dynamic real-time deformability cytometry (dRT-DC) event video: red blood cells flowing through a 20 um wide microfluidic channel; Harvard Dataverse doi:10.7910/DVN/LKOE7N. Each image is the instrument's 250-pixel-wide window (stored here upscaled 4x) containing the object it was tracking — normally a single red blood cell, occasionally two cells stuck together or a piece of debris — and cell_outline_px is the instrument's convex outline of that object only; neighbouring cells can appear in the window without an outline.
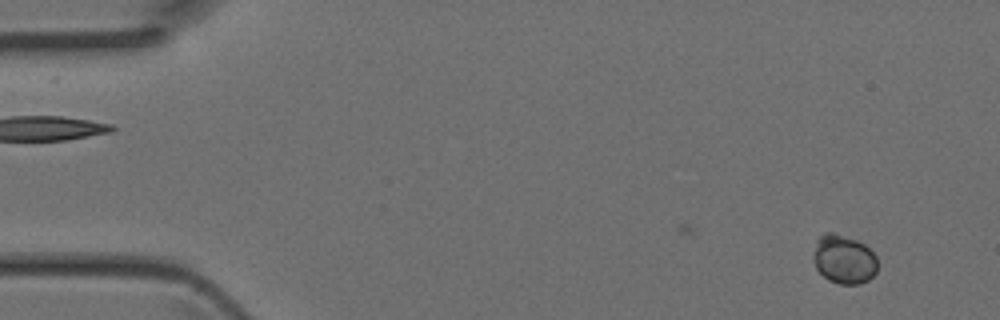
{"species": "Egyptian fruit bat (a non-hibernating species)", "species_latin": "Rousettus aegyptiacus", "temperature_condition": "room temperature", "stored_images_in_passage": 44, "camera_frame_rate_fps": 3000, "um_per_image_px": 0.085, "animal": {"sex": "female"}, "frame": {"image": 1, "passage_image": 3, "time_ms": 0.667, "image_size_px": [1000, 320], "cell_outline_px": [[876, 272], [868, 280], [860, 284], [840, 284], [828, 280], [816, 268], [812, 256], [816, 240], [820, 236], [828, 232], [832, 232], [856, 240], [864, 244], [876, 256]], "centroid_in_image_um": [71.71, 22.05], "position_along_channel_um": 13.3, "area_um2": 18.21}}
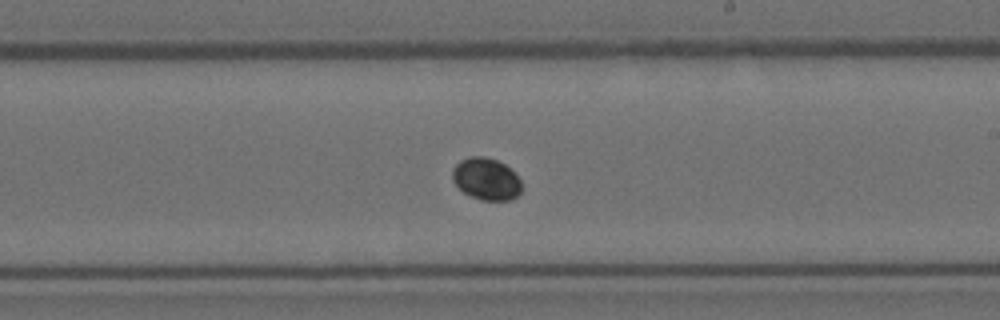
{"frame": {"image": 2, "passage_image": 26, "time_ms": 8.333, "image_size_px": [1000, 320], "cell_outline_px": [[520, 192], [516, 196], [508, 200], [480, 200], [464, 192], [452, 180], [452, 168], [460, 160], [468, 156], [484, 156], [496, 160], [504, 164], [520, 180]], "centroid_in_image_um": [41.28, 15.2], "position_along_channel_um": 247.7, "area_um2": 16.7}}
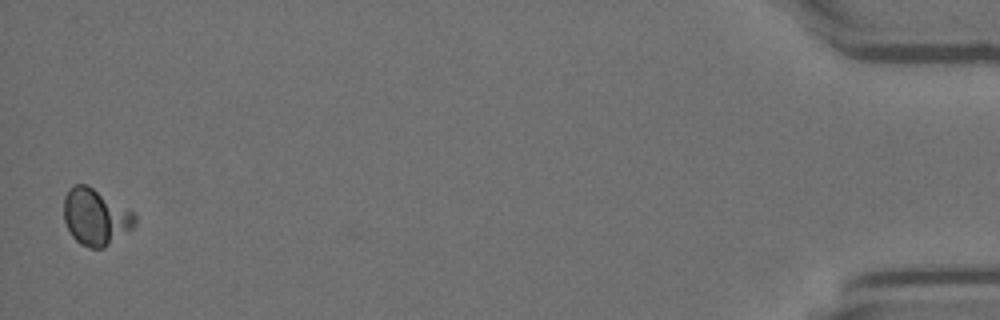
{"frame": {"image": 3, "passage_image": 44, "time_ms": 14.333, "image_size_px": [1000, 320], "cell_outline_px": [[136, 224], [132, 228], [104, 248], [88, 248], [80, 244], [72, 236], [64, 220], [64, 196], [72, 184], [88, 184], [132, 212], [136, 216]], "centroid_in_image_um": [8.09, 18.43], "position_along_channel_um": 427.1, "area_um2": 23.24}}